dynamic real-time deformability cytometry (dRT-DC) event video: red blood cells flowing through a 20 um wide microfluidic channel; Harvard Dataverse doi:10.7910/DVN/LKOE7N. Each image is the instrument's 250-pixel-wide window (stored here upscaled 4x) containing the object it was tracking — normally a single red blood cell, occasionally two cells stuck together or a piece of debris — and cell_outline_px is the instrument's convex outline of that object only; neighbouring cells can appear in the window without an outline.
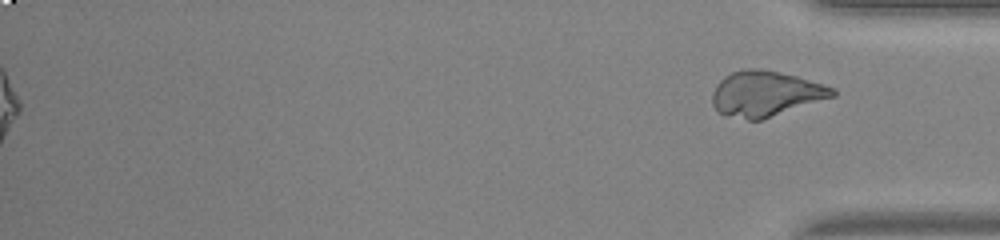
{"species": "common noctule bat (a hibernating species)", "species_latin": "Nyctalus noctula", "temperature_condition": "warm", "stored_images_in_passage": 48, "segment_of_instrument_passage": [2, 2], "camera_frame_rate_fps": 3000, "um_per_image_px": 0.085, "animal": {"sex": "male", "body_mass_g": 20.0, "forearm_length_mm": 53.3}, "frame": {"image": 1, "passage_image": 48, "time_ms": 15.667, "image_size_px": [1000, 240], "cell_outline_px": [[836, 96], [760, 120], [748, 120], [724, 116], [716, 112], [712, 104], [712, 92], [716, 84], [724, 76], [732, 72], [744, 68], [756, 68], [780, 72], [796, 76], [824, 84], [836, 88]], "centroid_in_image_um": [65.05, 7.97], "position_along_channel_um": 370.2, "area_um2": 32.14}}